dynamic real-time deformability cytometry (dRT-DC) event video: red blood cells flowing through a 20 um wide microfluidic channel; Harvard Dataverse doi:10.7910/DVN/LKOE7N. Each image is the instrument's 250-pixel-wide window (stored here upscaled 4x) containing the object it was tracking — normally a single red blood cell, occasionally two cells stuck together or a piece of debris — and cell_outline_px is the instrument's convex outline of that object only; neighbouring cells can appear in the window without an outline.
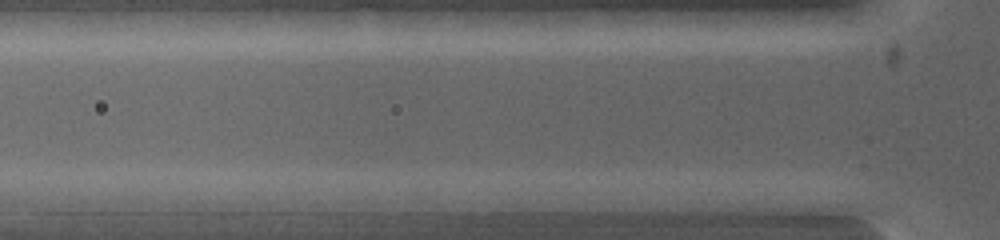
{"species": "common noctule bat (a hibernating species)", "species_latin": "Nyctalus noctula", "temperature_condition": "warm", "stored_images_in_passage": 5, "camera_frame_rate_fps": 5000, "um_per_image_px": 0.085, "animal": {"sex": "female", "body_mass_g": 19.0, "forearm_length_mm": 53.3}, "frame": {"image": 1, "passage_image": 5, "time_ms": 1.6, "image_size_px": [1000, 240], "cell_outline_px": [[604, 200], [576, 212], [500, 212], [496, 200], [560, 192], [580, 192]], "centroid_in_image_um": [46.63, 17.25], "position_along_channel_um": 79.2, "area_um2": 11.68}}